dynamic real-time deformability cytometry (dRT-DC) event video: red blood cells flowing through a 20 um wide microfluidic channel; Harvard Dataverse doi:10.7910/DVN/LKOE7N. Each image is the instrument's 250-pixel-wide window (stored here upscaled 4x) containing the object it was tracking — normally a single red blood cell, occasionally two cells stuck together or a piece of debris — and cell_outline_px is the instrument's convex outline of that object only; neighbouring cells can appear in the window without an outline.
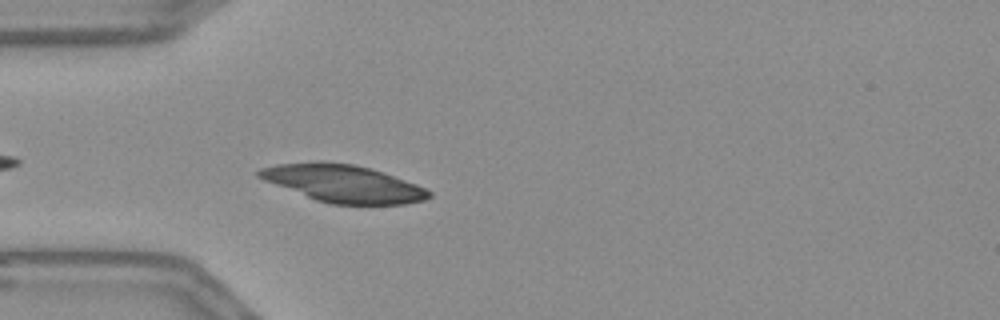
{"species": "Egyptian fruit bat (a non-hibernating species)", "species_latin": "Rousettus aegyptiacus", "temperature_condition": "warm", "stored_images_in_passage": 44, "camera_frame_rate_fps": 3000, "um_per_image_px": 0.085, "frame": {"image": 1, "passage_image": 5, "time_ms": 1.333, "image_size_px": [1000, 320], "cell_outline_px": [[432, 196], [424, 200], [404, 204], [328, 204], [316, 200], [264, 180], [256, 176], [256, 172], [260, 168], [276, 164], [316, 160], [324, 160], [352, 164], [372, 168], [384, 172], [416, 184], [432, 192]], "centroid_in_image_um": [29.15, 15.57], "position_along_channel_um": 55.9, "area_um2": 37.28}}
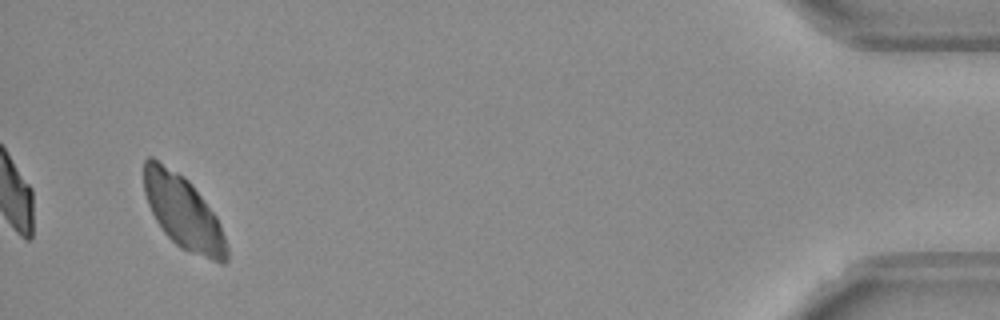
{"frame": {"image": 2, "passage_image": 42, "time_ms": 13.667, "image_size_px": [1000, 320], "cell_outline_px": [[228, 260], [224, 264], [220, 264], [180, 248], [164, 232], [156, 220], [148, 204], [144, 192], [144, 160], [148, 156], [152, 156], [184, 176], [192, 184], [216, 216], [220, 224], [228, 248]], "centroid_in_image_um": [15.58, 18.04], "position_along_channel_um": 419.6, "area_um2": 35.43}}